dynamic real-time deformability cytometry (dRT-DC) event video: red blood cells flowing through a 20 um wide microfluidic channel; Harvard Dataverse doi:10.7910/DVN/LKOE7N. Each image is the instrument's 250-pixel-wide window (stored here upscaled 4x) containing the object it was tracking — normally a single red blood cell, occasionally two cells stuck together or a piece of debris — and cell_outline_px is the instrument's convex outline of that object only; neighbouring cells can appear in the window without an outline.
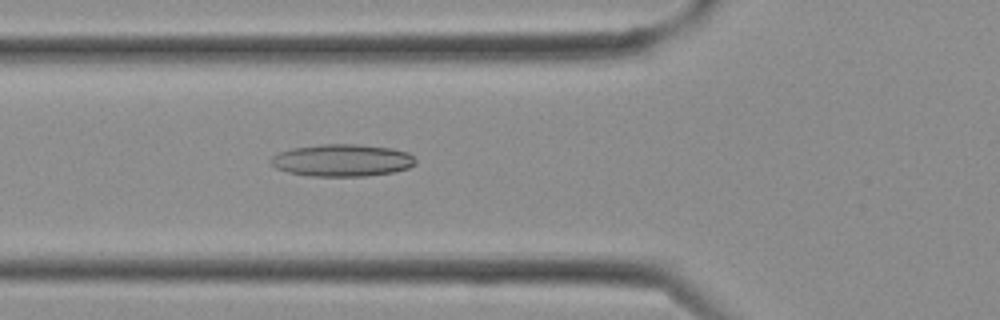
{"species": "Egyptian fruit bat (a non-hibernating species)", "species_latin": "Rousettus aegyptiacus", "temperature_condition": "cold", "stored_images_in_passage": 11, "camera_frame_rate_fps": 3000, "um_per_image_px": 0.085, "frame": {"image": 1, "passage_image": 11, "time_ms": 3.333, "image_size_px": [1000, 320], "cell_outline_px": [[416, 164], [408, 168], [392, 172], [368, 176], [312, 176], [288, 172], [276, 168], [268, 160], [272, 156], [280, 152], [292, 148], [320, 144], [360, 144], [392, 148], [408, 152], [416, 160]], "centroid_in_image_um": [29.09, 13.62], "position_along_channel_um": 96.7, "area_um2": 27.28}}